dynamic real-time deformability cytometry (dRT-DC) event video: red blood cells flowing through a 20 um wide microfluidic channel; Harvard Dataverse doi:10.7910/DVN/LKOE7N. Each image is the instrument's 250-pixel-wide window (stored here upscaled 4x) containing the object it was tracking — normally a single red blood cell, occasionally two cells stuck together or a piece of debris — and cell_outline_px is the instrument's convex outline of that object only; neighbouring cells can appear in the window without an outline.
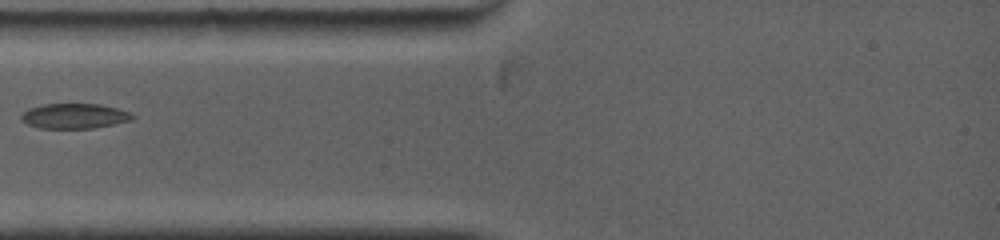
{"species": "common noctule bat (a hibernating species)", "species_latin": "Nyctalus noctula", "temperature_condition": "warm", "stored_images_in_passage": 46, "camera_frame_rate_fps": 5000, "um_per_image_px": 0.085, "animal": {"sex": "female", "body_mass_g": 19.0, "forearm_length_mm": 53.3}, "frame": {"image": 1, "passage_image": 1, "time_ms": 0.0, "image_size_px": [1000, 240], "cell_outline_px": [[136, 116], [132, 120], [92, 128], [40, 128], [28, 124], [20, 120], [20, 116], [28, 108], [44, 104], [100, 104], [116, 108], [128, 112]], "centroid_in_image_um": [6.3, 9.86], "position_along_channel_um": 78.7, "area_um2": 16.13}}
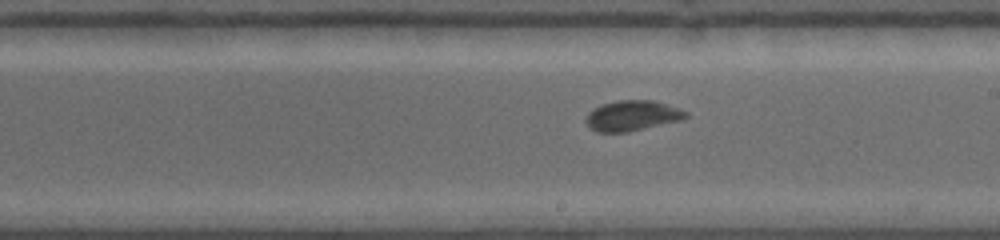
{"frame": {"image": 2, "passage_image": 27, "time_ms": 4.0, "image_size_px": [1000, 240], "cell_outline_px": [[688, 116], [680, 120], [628, 132], [596, 132], [584, 120], [588, 112], [600, 104], [616, 100], [652, 100], [680, 108], [688, 112]], "centroid_in_image_um": [53.72, 9.82], "position_along_channel_um": 235.3, "area_um2": 17.69}}
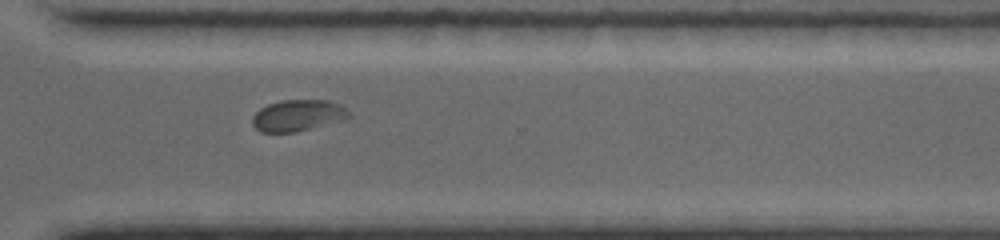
{"frame": {"image": 3, "passage_image": 45, "time_ms": 6.8, "image_size_px": [1000, 240], "cell_outline_px": [[352, 116], [344, 120], [296, 132], [260, 132], [252, 124], [252, 116], [260, 108], [268, 104], [280, 100], [328, 100], [340, 104], [352, 112]], "centroid_in_image_um": [25.35, 9.81], "position_along_channel_um": 345.2, "area_um2": 17.92}}